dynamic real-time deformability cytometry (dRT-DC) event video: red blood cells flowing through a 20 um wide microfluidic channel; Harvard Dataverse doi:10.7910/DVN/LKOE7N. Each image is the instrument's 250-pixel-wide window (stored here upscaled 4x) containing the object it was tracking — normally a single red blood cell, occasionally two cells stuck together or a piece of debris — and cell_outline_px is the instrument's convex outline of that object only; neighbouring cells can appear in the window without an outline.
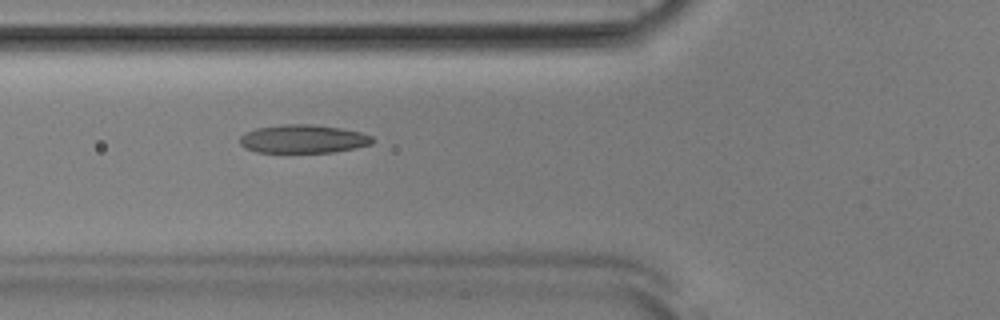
{"species": "Egyptian fruit bat (a non-hibernating species)", "species_latin": "Rousettus aegyptiacus", "temperature_condition": "room temperature", "stored_images_in_passage": 52, "camera_frame_rate_fps": 3000, "um_per_image_px": 0.085, "animal": {"sex": "male"}, "frame": {"image": 1, "passage_image": 19, "time_ms": 6.0, "image_size_px": [1000, 320], "cell_outline_px": [[376, 140], [372, 144], [356, 148], [332, 152], [256, 152], [244, 148], [240, 144], [240, 136], [244, 132], [256, 128], [284, 124], [312, 124], [340, 128], [360, 132], [372, 136]], "centroid_in_image_um": [25.77, 11.81], "position_along_channel_um": 100.0, "area_um2": 22.08}}
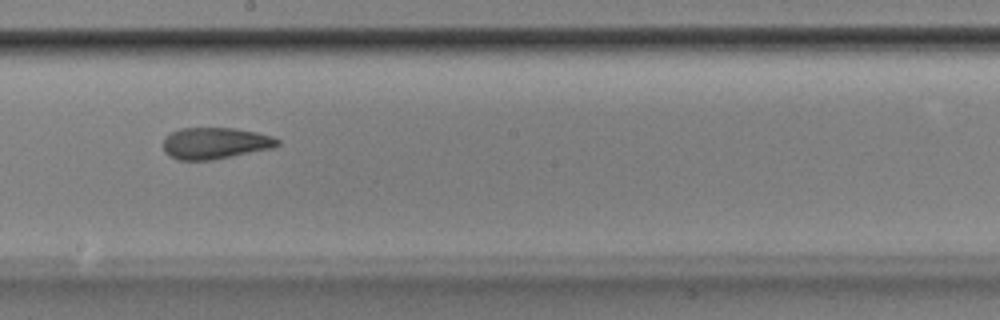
{"frame": {"image": 2, "passage_image": 29, "time_ms": 9.333, "image_size_px": [1000, 320], "cell_outline_px": [[280, 144], [272, 148], [212, 160], [180, 160], [168, 156], [164, 152], [164, 136], [180, 128], [236, 128], [256, 132], [272, 136], [280, 140]], "centroid_in_image_um": [18.27, 12.17], "position_along_channel_um": 229.9, "area_um2": 21.04}}
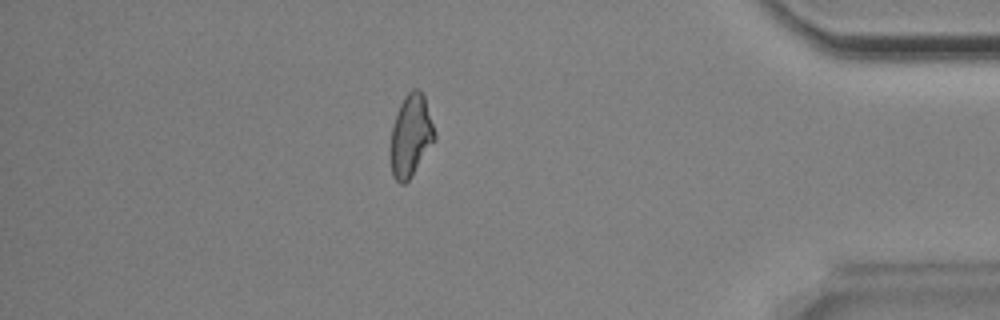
{"frame": {"image": 3, "passage_image": 45, "time_ms": 14.667, "image_size_px": [1000, 320], "cell_outline_px": [[436, 140], [412, 176], [404, 184], [400, 184], [392, 176], [388, 148], [392, 124], [400, 104], [404, 96], [412, 88], [416, 88], [424, 96], [436, 132]], "centroid_in_image_um": [34.89, 11.57], "position_along_channel_um": 400.3, "area_um2": 21.73}, "authors_computed_cell_mechanics": {"area_um2": 21.5883, "velocity_mm_per_s": 3.8882, "shape_relaxation_time_tau1_ms": null, "shape_relaxation_time_tau2_ms": 2.8158, "deformation_change_tau1": null, "deformation_change_tau2": 0.1086}}